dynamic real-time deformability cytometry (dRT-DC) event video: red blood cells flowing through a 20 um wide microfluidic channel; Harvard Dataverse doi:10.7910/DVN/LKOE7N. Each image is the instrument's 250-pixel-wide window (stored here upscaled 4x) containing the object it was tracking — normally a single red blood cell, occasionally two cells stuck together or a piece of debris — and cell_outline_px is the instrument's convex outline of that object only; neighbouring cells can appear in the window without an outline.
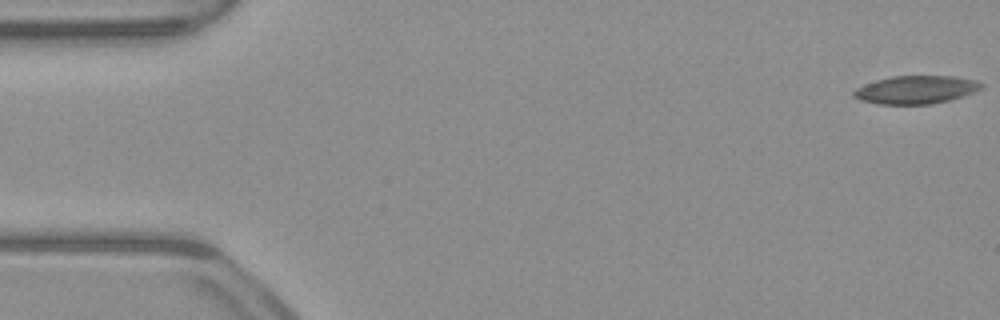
{"species": "common noctule bat (a hibernating species)", "species_latin": "Nyctalus noctula", "temperature_condition": "warm", "stored_images_in_passage": 51, "camera_frame_rate_fps": 3000, "um_per_image_px": 0.085, "animal": {"sex": "male", "body_mass_g": 23.1, "forearm_length_mm": 52.7}, "frame": {"image": 1, "passage_image": 1, "time_ms": 0.0, "image_size_px": [1000, 320], "cell_outline_px": [[984, 84], [980, 88], [964, 96], [932, 104], [876, 104], [860, 100], [852, 96], [852, 92], [856, 88], [864, 84], [876, 80], [892, 76], [952, 76], [976, 80]], "centroid_in_image_um": [77.81, 7.63], "position_along_channel_um": 7.2, "area_um2": 20.87}}
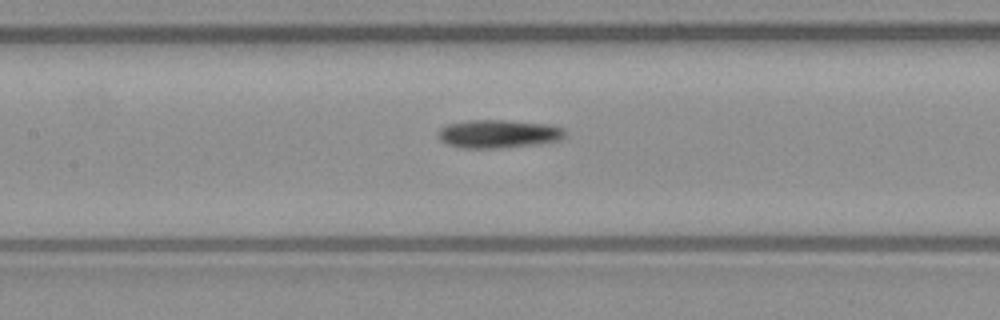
{"frame": {"image": 2, "passage_image": 24, "time_ms": 7.667, "image_size_px": [1000, 320], "cell_outline_px": [[568, 132], [560, 140], [540, 144], [504, 148], [460, 148], [444, 144], [440, 140], [440, 128], [448, 124], [468, 120], [504, 120], [552, 124], [564, 128]], "centroid_in_image_um": [42.42, 11.38], "position_along_channel_um": 165.0, "area_um2": 21.27}}
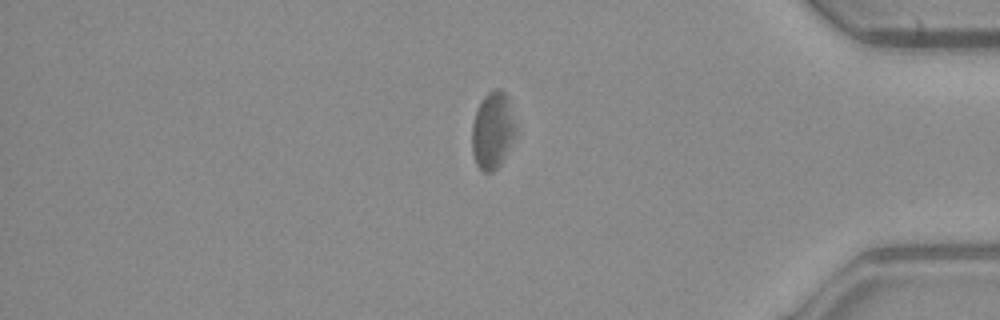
{"frame": {"image": 3, "passage_image": 44, "time_ms": 14.333, "image_size_px": [1000, 320], "cell_outline_px": [[516, 136], [500, 164], [492, 172], [484, 172], [476, 164], [472, 152], [472, 124], [476, 112], [484, 96], [488, 92], [496, 88], [500, 88], [508, 96], [516, 124]], "centroid_in_image_um": [41.89, 11.07], "position_along_channel_um": 393.3, "area_um2": 19.71}}